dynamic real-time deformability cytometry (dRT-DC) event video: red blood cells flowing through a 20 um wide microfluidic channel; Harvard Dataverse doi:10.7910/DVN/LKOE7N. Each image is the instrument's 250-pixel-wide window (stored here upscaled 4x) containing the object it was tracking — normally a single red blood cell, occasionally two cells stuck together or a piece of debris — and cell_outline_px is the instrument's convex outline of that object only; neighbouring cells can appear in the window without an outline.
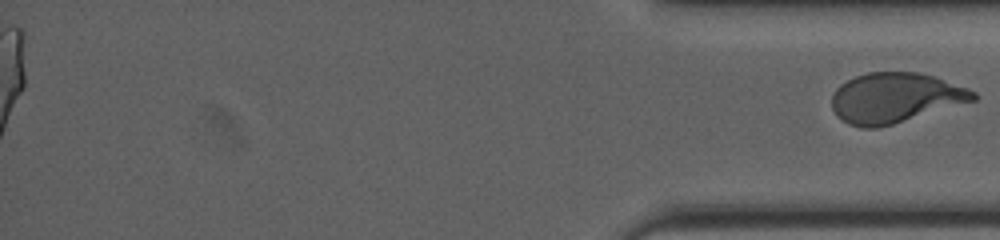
{"species": "human", "species_latin": "Homo sapiens", "temperature_condition": "cold", "stored_images_in_passage": 31, "segment_of_instrument_passage": [2, 2], "camera_frame_rate_fps": 3000, "um_per_image_px": 0.085, "donor": {"sex": "female"}, "frame": {"image": 1, "passage_image": 31, "time_ms": 10.0, "image_size_px": [1000, 240], "cell_outline_px": [[980, 96], [976, 100], [892, 124], [876, 128], [860, 128], [848, 124], [836, 116], [832, 108], [832, 96], [836, 88], [840, 84], [856, 76], [868, 72], [920, 72], [936, 76], [968, 88], [976, 92]], "centroid_in_image_um": [76.1, 8.31], "position_along_channel_um": 359.1, "area_um2": 41.44}}